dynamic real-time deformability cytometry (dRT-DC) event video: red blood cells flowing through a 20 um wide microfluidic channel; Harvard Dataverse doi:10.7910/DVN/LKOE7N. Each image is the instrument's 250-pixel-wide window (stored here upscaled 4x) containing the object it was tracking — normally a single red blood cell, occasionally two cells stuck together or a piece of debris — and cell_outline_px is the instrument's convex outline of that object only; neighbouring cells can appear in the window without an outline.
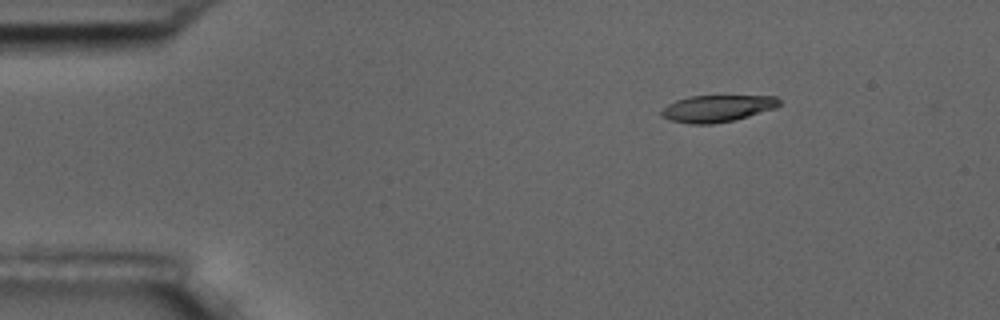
{"species": "common noctule bat (a hibernating species)", "species_latin": "Nyctalus noctula", "temperature_condition": "room temperature", "stored_images_in_passage": 5, "camera_frame_rate_fps": 3000, "um_per_image_px": 0.085, "animal": {"sex": "male", "body_mass_g": 17.5, "forearm_length_mm": 52.3}, "frame": {"image": 1, "passage_image": 1, "time_ms": 0.0, "image_size_px": [1000, 320], "cell_outline_px": [[780, 104], [776, 108], [748, 116], [732, 120], [712, 124], [688, 124], [672, 120], [660, 116], [660, 112], [668, 104], [676, 100], [688, 96], [776, 96], [780, 100]], "centroid_in_image_um": [60.95, 9.21], "position_along_channel_um": 24.1, "area_um2": 18.32}}